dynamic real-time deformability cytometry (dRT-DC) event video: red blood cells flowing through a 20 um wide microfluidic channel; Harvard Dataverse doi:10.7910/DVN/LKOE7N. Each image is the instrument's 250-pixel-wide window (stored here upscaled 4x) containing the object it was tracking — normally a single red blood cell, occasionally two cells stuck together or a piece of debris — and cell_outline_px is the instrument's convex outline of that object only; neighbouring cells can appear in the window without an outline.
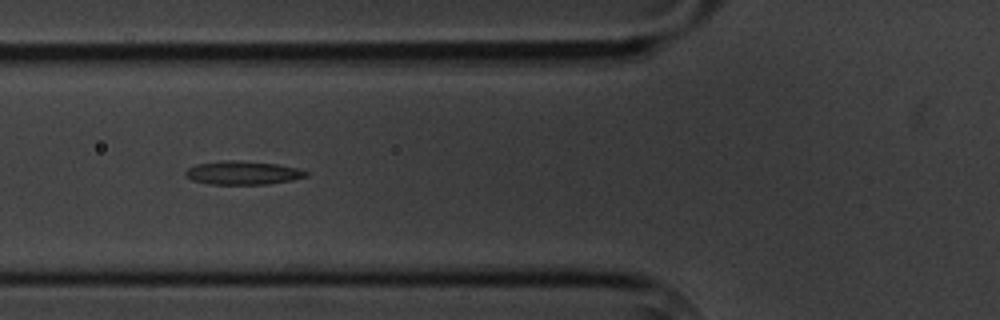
{"species": "common noctule bat (a hibernating species)", "species_latin": "Nyctalus noctula", "temperature_condition": "cold", "stored_images_in_passage": 11, "segment_of_instrument_passage": [1, 2], "camera_frame_rate_fps": 3000, "um_per_image_px": 0.085, "animal": {"sex": "male", "body_mass_g": 20.1, "forearm_length_mm": 53.5}, "frame": {"image": 1, "passage_image": 7, "time_ms": 7.0, "image_size_px": [1000, 320], "cell_outline_px": [[308, 176], [292, 180], [268, 184], [212, 184], [192, 180], [184, 176], [184, 172], [188, 168], [196, 164], [224, 160], [236, 160], [276, 164], [296, 168], [308, 172]], "centroid_in_image_um": [20.61, 14.69], "position_along_channel_um": 105.2, "area_um2": 16.47}}
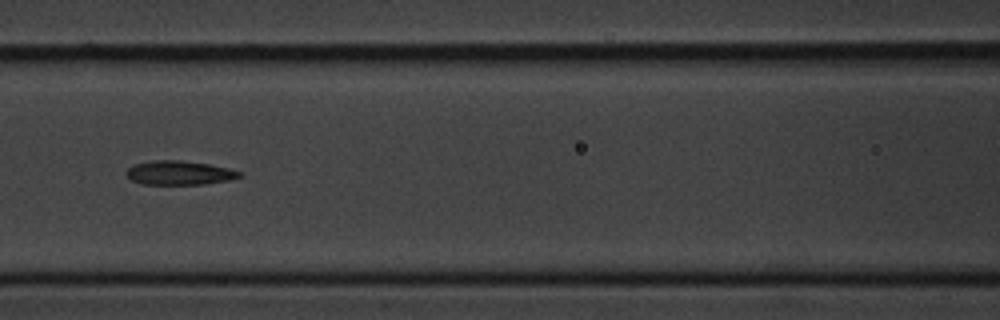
{"frame": {"image": 2, "passage_image": 8, "time_ms": 8.333, "image_size_px": [1000, 320], "cell_outline_px": [[244, 176], [228, 180], [204, 184], [140, 184], [132, 180], [124, 172], [132, 164], [152, 160], [180, 160], [208, 164], [228, 168], [240, 172]], "centroid_in_image_um": [15.2, 14.68], "position_along_channel_um": 151.4, "area_um2": 15.9}}
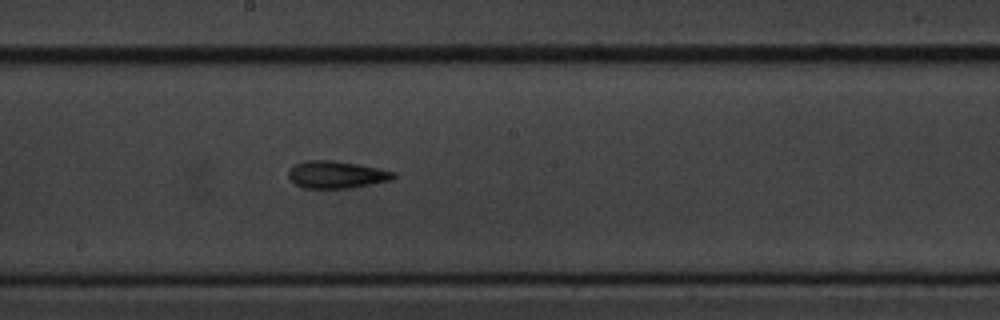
{"frame": {"image": 3, "passage_image": 10, "time_ms": 10.333, "image_size_px": [1000, 320], "cell_outline_px": [[396, 176], [392, 180], [348, 188], [304, 188], [296, 184], [288, 176], [288, 172], [296, 164], [308, 160], [332, 160], [356, 164], [396, 172]], "centroid_in_image_um": [28.61, 14.84], "position_along_channel_um": 219.6, "area_um2": 16.42}}